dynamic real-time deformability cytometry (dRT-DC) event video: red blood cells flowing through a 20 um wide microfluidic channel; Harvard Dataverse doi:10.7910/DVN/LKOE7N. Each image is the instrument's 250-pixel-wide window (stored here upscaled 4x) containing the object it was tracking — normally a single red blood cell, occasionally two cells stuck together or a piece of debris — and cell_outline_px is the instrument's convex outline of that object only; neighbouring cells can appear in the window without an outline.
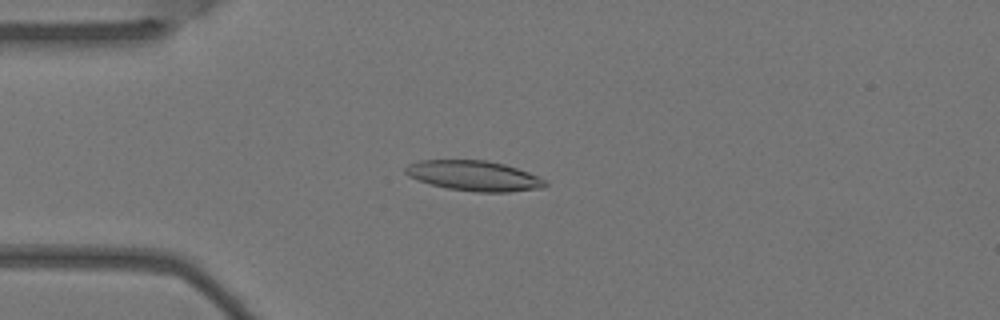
{"species": "Egyptian fruit bat (a non-hibernating species)", "species_latin": "Rousettus aegyptiacus", "temperature_condition": "warm", "stored_images_in_passage": 4, "camera_frame_rate_fps": 3000, "um_per_image_px": 0.085, "animal": {"sex": "female"}, "frame": {"image": 1, "passage_image": 4, "time_ms": 1.0, "image_size_px": [1000, 320], "cell_outline_px": [[548, 184], [544, 188], [508, 192], [476, 192], [448, 188], [432, 184], [408, 176], [404, 172], [404, 168], [408, 164], [420, 160], [484, 160], [504, 164], [528, 172], [544, 180]], "centroid_in_image_um": [40.28, 14.94], "position_along_channel_um": 44.7, "area_um2": 24.39}}